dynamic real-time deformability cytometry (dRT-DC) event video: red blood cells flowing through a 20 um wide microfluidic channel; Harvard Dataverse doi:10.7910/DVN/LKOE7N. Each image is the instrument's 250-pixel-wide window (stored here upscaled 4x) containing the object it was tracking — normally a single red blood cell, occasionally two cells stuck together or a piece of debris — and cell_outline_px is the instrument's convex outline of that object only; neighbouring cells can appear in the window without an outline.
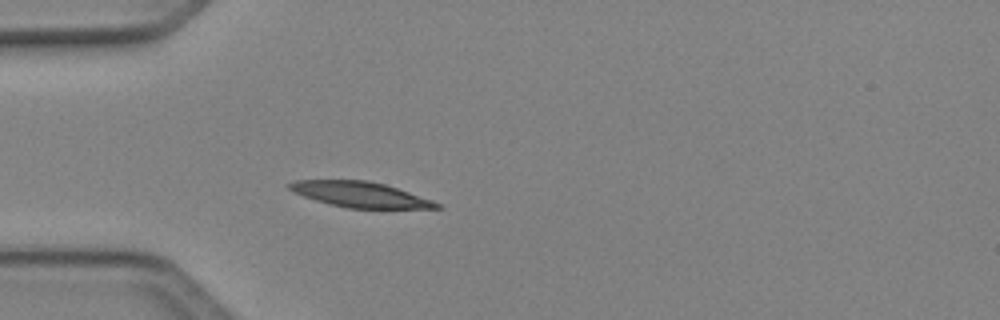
{"species": "Egyptian fruit bat (a non-hibernating species)", "species_latin": "Rousettus aegyptiacus", "temperature_condition": "cold", "stored_images_in_passage": 36, "camera_frame_rate_fps": 3000, "um_per_image_px": 0.085, "animal": {"sex": "female"}, "frame": {"image": 1, "passage_image": 1, "time_ms": 0.0, "image_size_px": [1000, 320], "cell_outline_px": [[444, 208], [348, 208], [316, 200], [292, 192], [284, 184], [292, 180], [368, 180], [384, 184], [444, 204]], "centroid_in_image_um": [30.59, 16.52], "position_along_channel_um": 54.4, "area_um2": 21.79}}
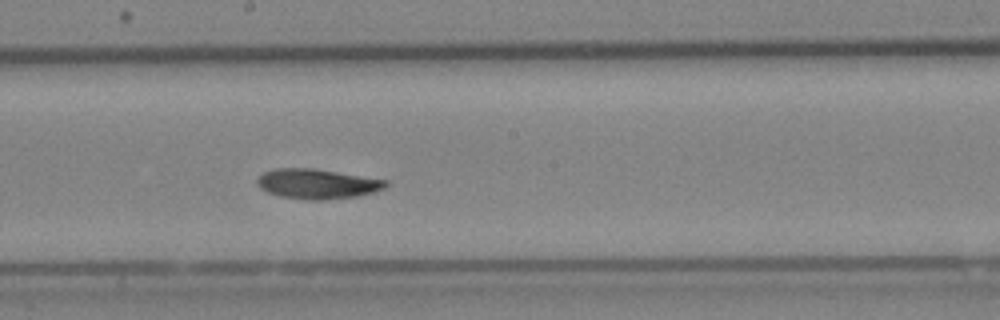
{"frame": {"image": 2, "passage_image": 14, "time_ms": 4.333, "image_size_px": [1000, 320], "cell_outline_px": [[388, 184], [384, 188], [376, 192], [356, 196], [324, 200], [308, 200], [280, 196], [268, 192], [260, 188], [256, 184], [256, 180], [264, 172], [276, 168], [312, 168], [388, 180]], "centroid_in_image_um": [26.96, 15.63], "position_along_channel_um": 221.2, "area_um2": 22.37}}
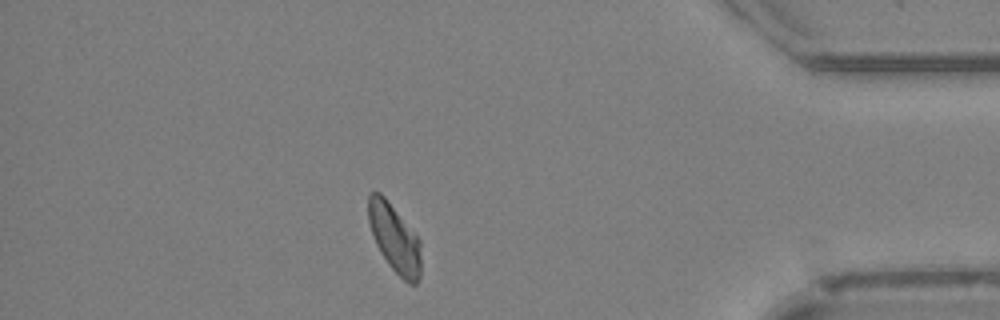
{"frame": {"image": 3, "passage_image": 30, "time_ms": 9.667, "image_size_px": [1000, 320], "cell_outline_px": [[420, 276], [416, 284], [408, 284], [388, 264], [380, 252], [372, 236], [368, 220], [368, 196], [372, 192], [380, 192], [384, 196], [420, 240]], "centroid_in_image_um": [33.52, 20.26], "position_along_channel_um": 401.7, "area_um2": 20.69}, "authors_computed_cell_mechanics": {"area_um2": 21.9929, "velocity_mm_per_s": 4.07, "shape_relaxation_time_tau1_ms": 5.8422, "shape_relaxation_time_tau2_ms": null, "deformation_change_tau1": 0.1424, "deformation_change_tau2": null}}